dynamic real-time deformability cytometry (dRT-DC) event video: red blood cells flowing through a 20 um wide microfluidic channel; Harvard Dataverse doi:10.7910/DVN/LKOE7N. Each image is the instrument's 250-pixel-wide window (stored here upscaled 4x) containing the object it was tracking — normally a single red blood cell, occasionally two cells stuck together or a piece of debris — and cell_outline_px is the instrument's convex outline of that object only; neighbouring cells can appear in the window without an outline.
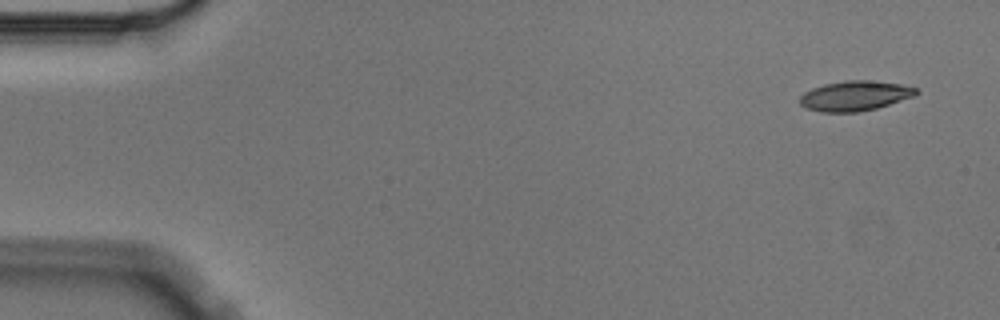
{"species": "Egyptian fruit bat (a non-hibernating species)", "species_latin": "Rousettus aegyptiacus", "temperature_condition": "cold", "stored_images_in_passage": 4, "camera_frame_rate_fps": 3000, "um_per_image_px": 0.085, "animal": {"sex": "male"}, "frame": {"image": 1, "passage_image": 1, "time_ms": 0.0, "image_size_px": [1000, 320], "cell_outline_px": [[920, 92], [916, 96], [876, 108], [856, 112], [820, 112], [804, 108], [800, 104], [800, 96], [804, 92], [812, 88], [824, 84], [844, 80], [868, 80], [900, 84], [920, 88]], "centroid_in_image_um": [72.68, 8.14], "position_along_channel_um": 12.3, "area_um2": 20.52}}
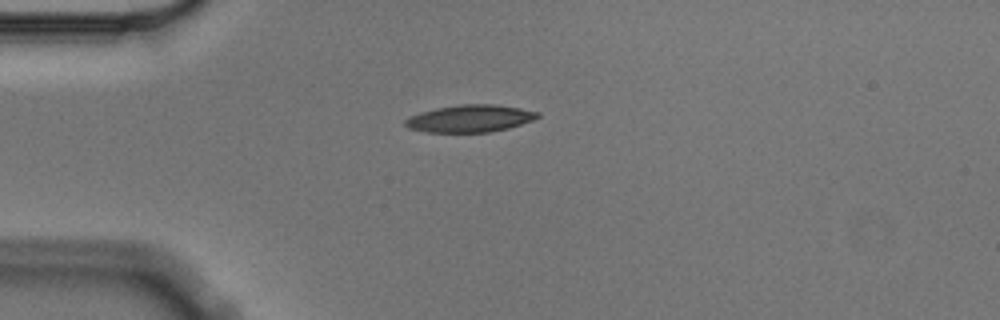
{"frame": {"image": 2, "passage_image": 4, "time_ms": 1.0, "image_size_px": [1000, 320], "cell_outline_px": [[540, 116], [532, 120], [508, 128], [492, 132], [428, 132], [408, 128], [404, 124], [404, 120], [408, 116], [420, 112], [436, 108], [460, 104], [496, 104], [520, 108], [540, 112]], "centroid_in_image_um": [39.93, 10.07], "position_along_channel_um": 45.1, "area_um2": 21.1}}